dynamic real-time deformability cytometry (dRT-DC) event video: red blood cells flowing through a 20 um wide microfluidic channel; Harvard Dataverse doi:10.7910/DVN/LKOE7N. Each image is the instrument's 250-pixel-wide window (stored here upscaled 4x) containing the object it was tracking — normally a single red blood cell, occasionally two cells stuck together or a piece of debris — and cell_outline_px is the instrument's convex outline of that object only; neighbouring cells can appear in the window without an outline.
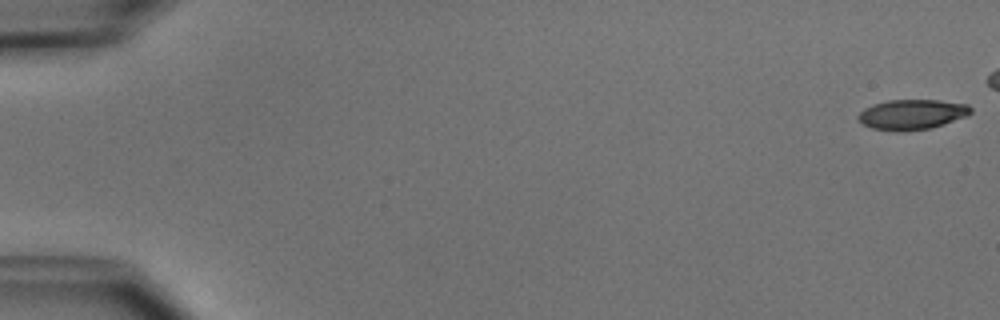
{"species": "common noctule bat (a hibernating species)", "species_latin": "Nyctalus noctula", "temperature_condition": "cold", "stored_images_in_passage": 5, "camera_frame_rate_fps": 3000, "um_per_image_px": 0.085, "animal": {"sex": "male", "body_mass_g": 15.6}, "frame": {"image": 1, "passage_image": 1, "time_ms": 0.0, "image_size_px": [1000, 320], "cell_outline_px": [[972, 112], [968, 116], [944, 124], [928, 128], [872, 128], [864, 124], [856, 116], [864, 108], [872, 104], [888, 100], [936, 100], [968, 104], [972, 108]], "centroid_in_image_um": [77.57, 9.67], "position_along_channel_um": 7.4, "area_um2": 18.96}}